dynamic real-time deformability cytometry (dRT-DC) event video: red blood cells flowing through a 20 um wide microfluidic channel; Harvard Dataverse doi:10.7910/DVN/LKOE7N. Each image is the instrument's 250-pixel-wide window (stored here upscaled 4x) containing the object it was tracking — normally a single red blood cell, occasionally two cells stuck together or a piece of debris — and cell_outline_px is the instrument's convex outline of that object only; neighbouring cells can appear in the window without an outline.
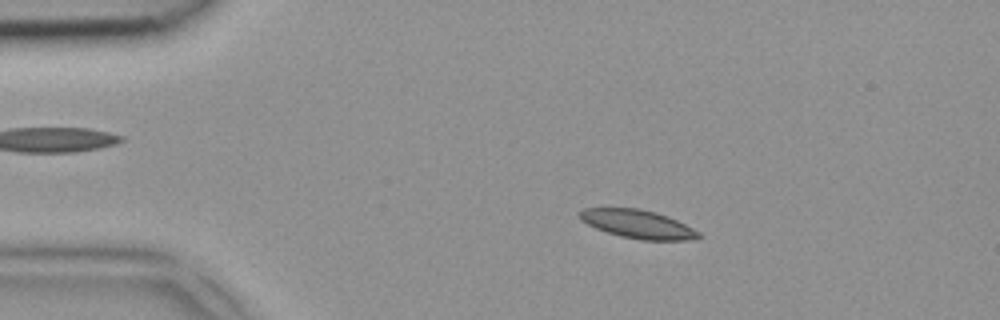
{"species": "common noctule bat (a hibernating species)", "species_latin": "Nyctalus noctula", "temperature_condition": "room temperature", "stored_images_in_passage": 46, "camera_frame_rate_fps": 3000, "um_per_image_px": 0.085, "animal": {"sex": "female", "body_mass_g": 18.4}, "frame": {"image": 1, "passage_image": 8, "time_ms": 2.333, "image_size_px": [1000, 320], "cell_outline_px": [[700, 236], [688, 240], [640, 240], [620, 236], [596, 228], [580, 220], [576, 216], [584, 208], [636, 208], [656, 212], [668, 216], [700, 232]], "centroid_in_image_um": [54.17, 19.04], "position_along_channel_um": 30.8, "area_um2": 19.59}}
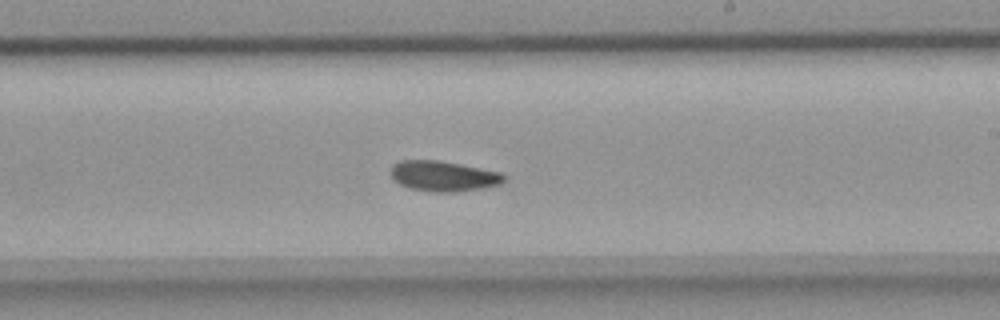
{"frame": {"image": 2, "passage_image": 27, "time_ms": 8.667, "image_size_px": [1000, 320], "cell_outline_px": [[504, 180], [500, 184], [484, 188], [456, 192], [432, 192], [408, 188], [400, 184], [392, 176], [392, 164], [400, 160], [440, 160], [500, 172], [504, 176]], "centroid_in_image_um": [37.68, 14.97], "position_along_channel_um": 251.3, "area_um2": 20.0}}
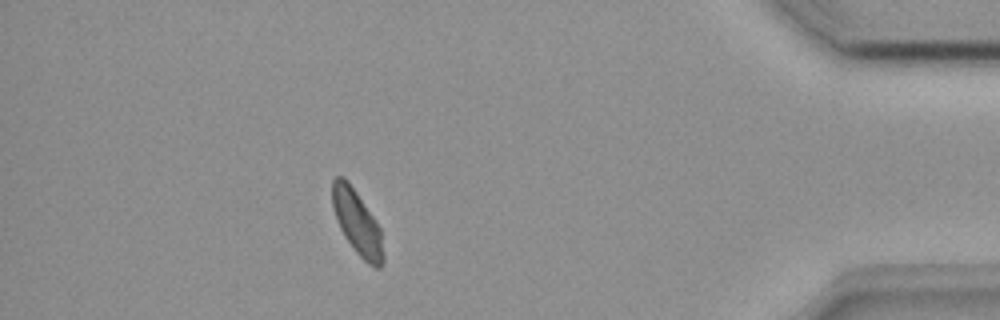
{"frame": {"image": 3, "passage_image": 41, "time_ms": 13.333, "image_size_px": [1000, 320], "cell_outline_px": [[384, 260], [380, 268], [376, 268], [368, 264], [356, 252], [344, 236], [336, 220], [332, 208], [332, 180], [336, 176], [344, 176], [348, 180], [380, 228], [384, 256]], "centroid_in_image_um": [30.33, 18.91], "position_along_channel_um": 404.9, "area_um2": 19.02}}